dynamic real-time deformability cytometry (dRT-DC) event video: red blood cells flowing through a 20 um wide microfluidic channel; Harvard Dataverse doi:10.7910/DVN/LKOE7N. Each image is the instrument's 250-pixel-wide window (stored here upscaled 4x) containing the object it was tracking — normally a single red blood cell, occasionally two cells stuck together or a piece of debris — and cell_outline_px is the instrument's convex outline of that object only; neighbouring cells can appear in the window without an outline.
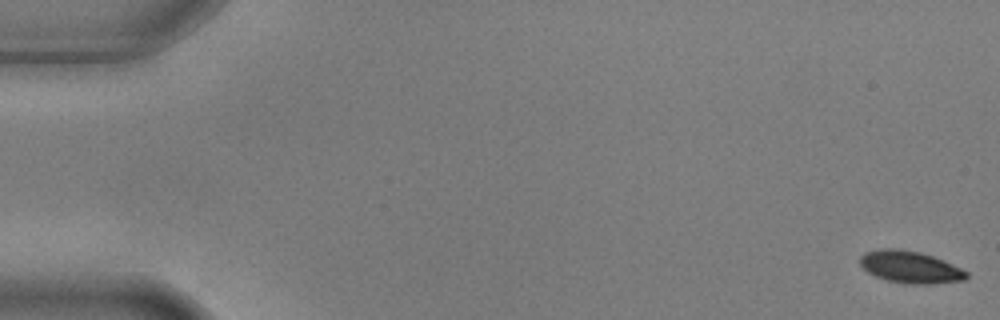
{"species": "common noctule bat (a hibernating species)", "species_latin": "Nyctalus noctula", "temperature_condition": "warm", "stored_images_in_passage": 4, "camera_frame_rate_fps": 3000, "um_per_image_px": 0.085, "animal": {"sex": "male", "body_mass_g": 17.9, "forearm_length_mm": 54.2}, "frame": {"image": 1, "passage_image": 1, "time_ms": 0.0, "image_size_px": [1000, 320], "cell_outline_px": [[968, 276], [964, 280], [928, 284], [908, 284], [888, 280], [876, 276], [868, 272], [860, 264], [860, 256], [864, 252], [880, 248], [900, 248], [920, 252], [932, 256], [952, 264], [968, 272]], "centroid_in_image_um": [77.35, 22.68], "position_along_channel_um": 7.7, "area_um2": 19.83}}